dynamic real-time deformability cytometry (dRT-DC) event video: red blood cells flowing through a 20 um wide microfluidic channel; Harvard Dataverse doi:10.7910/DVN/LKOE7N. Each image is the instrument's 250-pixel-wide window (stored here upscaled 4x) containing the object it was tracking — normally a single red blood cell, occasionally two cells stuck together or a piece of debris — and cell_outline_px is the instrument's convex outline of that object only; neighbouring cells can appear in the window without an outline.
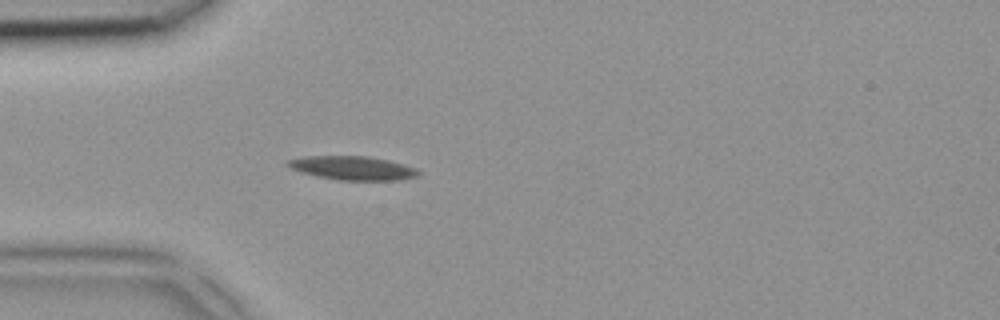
{"species": "common noctule bat (a hibernating species)", "species_latin": "Nyctalus noctula", "temperature_condition": "room temperature", "stored_images_in_passage": 4, "camera_frame_rate_fps": 3000, "um_per_image_px": 0.085, "animal": {"sex": "female", "body_mass_g": 18.4}, "frame": {"image": 1, "passage_image": 4, "time_ms": 1.0, "image_size_px": [1000, 320], "cell_outline_px": [[420, 172], [416, 176], [396, 180], [340, 180], [320, 176], [304, 172], [292, 168], [284, 164], [288, 160], [304, 156], [368, 156], [388, 160], [404, 164], [416, 168]], "centroid_in_image_um": [29.99, 14.27], "position_along_channel_um": 55.0, "area_um2": 17.8}}